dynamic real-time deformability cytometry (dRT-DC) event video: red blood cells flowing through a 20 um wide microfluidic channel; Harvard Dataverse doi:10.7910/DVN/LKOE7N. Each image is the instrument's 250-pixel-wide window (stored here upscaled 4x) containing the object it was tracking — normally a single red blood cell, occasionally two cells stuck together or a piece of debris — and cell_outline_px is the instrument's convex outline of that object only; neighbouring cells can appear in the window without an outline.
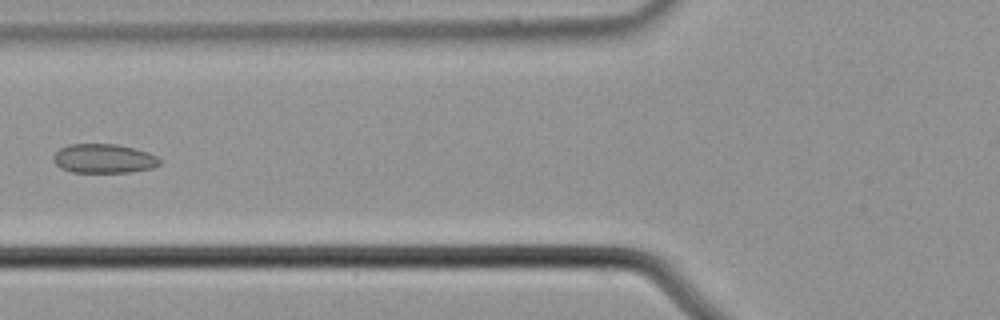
{"species": "common noctule bat (a hibernating species)", "species_latin": "Nyctalus noctula", "temperature_condition": "cold", "stored_images_in_passage": 8, "camera_frame_rate_fps": 3000, "um_per_image_px": 0.085, "animal": {"sex": "male", "body_mass_g": 21.5, "forearm_length_mm": 52.0}, "frame": {"image": 1, "passage_image": 6, "time_ms": 1.667, "image_size_px": [1000, 320], "cell_outline_px": [[160, 164], [152, 168], [132, 172], [72, 172], [60, 168], [52, 160], [52, 156], [60, 148], [68, 144], [116, 144], [148, 152], [156, 156], [160, 160]], "centroid_in_image_um": [8.79, 13.48], "position_along_channel_um": 117.0, "area_um2": 18.09}}
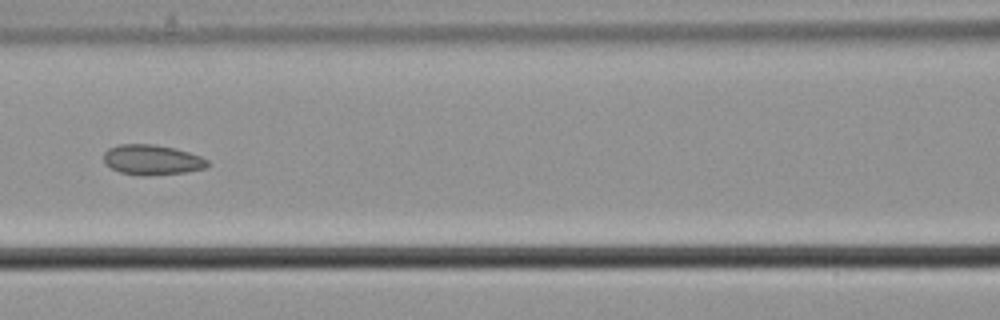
{"frame": {"image": 2, "passage_image": 7, "time_ms": 2.0, "image_size_px": [1000, 320], "cell_outline_px": [[212, 164], [208, 168], [188, 172], [144, 176], [120, 172], [104, 164], [104, 152], [108, 148], [120, 144], [152, 144], [176, 148], [200, 156], [208, 160]], "centroid_in_image_um": [12.96, 13.59], "position_along_channel_um": 153.6, "area_um2": 18.5}}
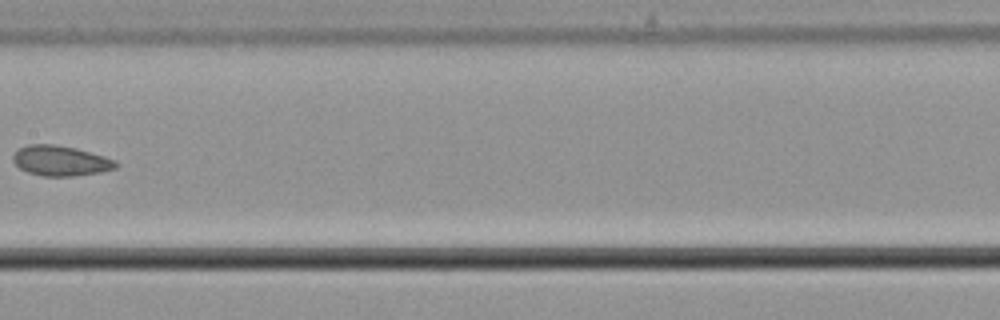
{"frame": {"image": 3, "passage_image": 8, "time_ms": 2.333, "image_size_px": [1000, 320], "cell_outline_px": [[120, 164], [116, 168], [100, 172], [72, 176], [44, 176], [28, 172], [20, 168], [12, 160], [12, 156], [20, 148], [28, 144], [52, 144], [76, 148], [104, 156], [116, 160]], "centroid_in_image_um": [5.17, 13.66], "position_along_channel_um": 202.2, "area_um2": 18.03}}